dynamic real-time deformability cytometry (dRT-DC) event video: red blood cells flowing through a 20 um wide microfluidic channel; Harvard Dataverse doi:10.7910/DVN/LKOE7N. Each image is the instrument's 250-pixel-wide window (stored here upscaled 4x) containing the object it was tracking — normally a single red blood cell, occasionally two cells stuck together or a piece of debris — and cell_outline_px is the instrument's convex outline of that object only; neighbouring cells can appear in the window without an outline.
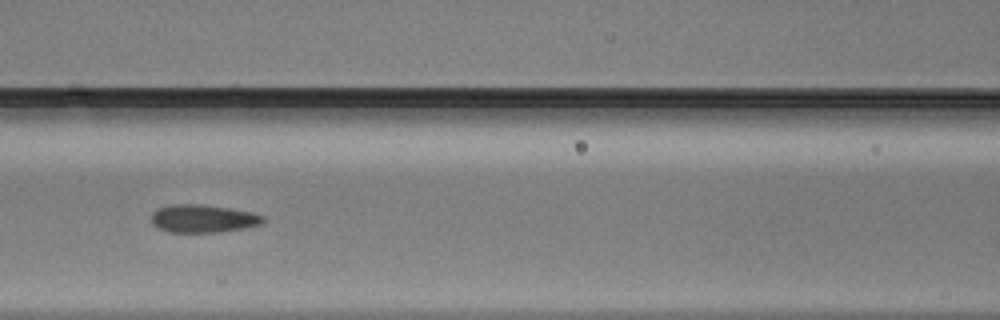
{"species": "Egyptian fruit bat (a non-hibernating species)", "species_latin": "Rousettus aegyptiacus", "temperature_condition": "warm", "stored_images_in_passage": 18, "camera_frame_rate_fps": 3000, "um_per_image_px": 0.085, "animal": {"sex": "male"}, "frame": {"image": 1, "passage_image": 8, "time_ms": 2.333, "image_size_px": [1000, 320], "cell_outline_px": [[264, 224], [244, 228], [220, 232], [168, 232], [156, 228], [152, 224], [152, 212], [156, 208], [168, 204], [200, 204], [228, 208], [252, 212], [264, 216]], "centroid_in_image_um": [17.23, 18.58], "position_along_channel_um": 149.4, "area_um2": 18.44}}
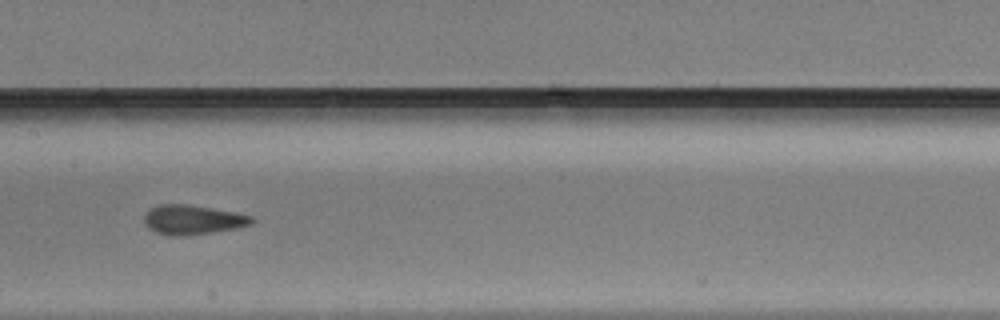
{"frame": {"image": 2, "passage_image": 11, "time_ms": 3.333, "image_size_px": [1000, 320], "cell_outline_px": [[256, 220], [252, 224], [236, 228], [188, 236], [168, 236], [156, 232], [148, 228], [144, 224], [144, 216], [152, 208], [160, 204], [184, 204], [212, 208], [236, 212], [252, 216]], "centroid_in_image_um": [16.39, 18.69], "position_along_channel_um": 191.0, "area_um2": 18.55}}